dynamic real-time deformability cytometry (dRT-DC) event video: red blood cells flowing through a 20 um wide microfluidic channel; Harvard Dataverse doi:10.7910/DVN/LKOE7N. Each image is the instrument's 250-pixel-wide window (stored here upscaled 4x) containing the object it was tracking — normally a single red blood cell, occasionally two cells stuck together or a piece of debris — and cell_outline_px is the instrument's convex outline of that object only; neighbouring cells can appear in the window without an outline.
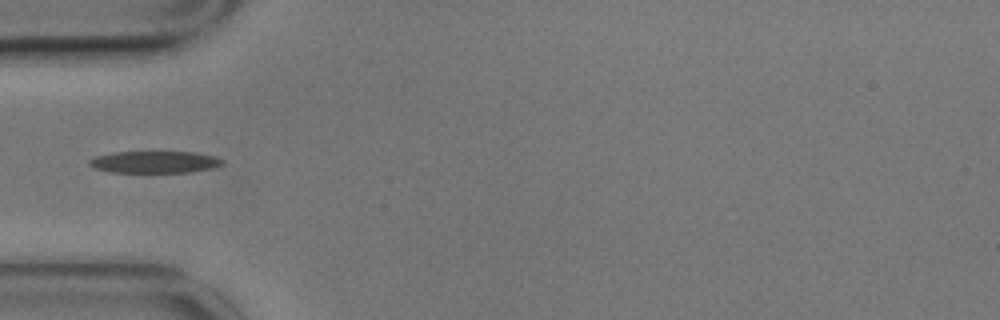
{"species": "common noctule bat (a hibernating species)", "species_latin": "Nyctalus noctula", "temperature_condition": "cold", "stored_images_in_passage": 8, "camera_frame_rate_fps": 3000, "um_per_image_px": 0.085, "animal": {"sex": "male", "body_mass_g": 17.9}, "frame": {"image": 1, "passage_image": 4, "time_ms": 1.0, "image_size_px": [1000, 320], "cell_outline_px": [[224, 164], [212, 168], [188, 172], [108, 172], [92, 168], [88, 164], [88, 160], [96, 156], [112, 152], [192, 152], [216, 156], [224, 160]], "centroid_in_image_um": [13.11, 13.77], "position_along_channel_um": 71.9, "area_um2": 17.11}}